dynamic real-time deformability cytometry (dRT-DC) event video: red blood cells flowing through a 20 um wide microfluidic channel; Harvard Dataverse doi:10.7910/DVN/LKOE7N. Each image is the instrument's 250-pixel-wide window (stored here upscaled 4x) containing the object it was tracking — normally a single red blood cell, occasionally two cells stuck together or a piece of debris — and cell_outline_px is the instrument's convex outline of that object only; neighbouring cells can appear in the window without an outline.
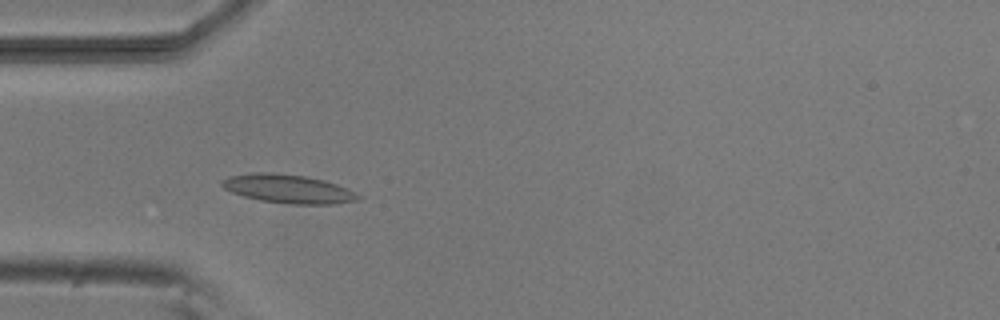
{"species": "common noctule bat (a hibernating species)", "species_latin": "Nyctalus noctula", "temperature_condition": "room temperature", "stored_images_in_passage": 8, "camera_frame_rate_fps": 3000, "um_per_image_px": 0.085, "animal": {"sex": "male", "body_mass_g": 20.5, "forearm_length_mm": 52.5}, "frame": {"image": 1, "passage_image": 4, "time_ms": 4.333, "image_size_px": [1000, 320], "cell_outline_px": [[360, 200], [332, 204], [292, 204], [260, 200], [244, 196], [232, 192], [224, 188], [220, 184], [220, 180], [228, 176], [252, 172], [268, 172], [304, 176], [324, 180], [348, 188], [360, 196]], "centroid_in_image_um": [24.47, 16.04], "position_along_channel_um": 60.5, "area_um2": 22.72}}
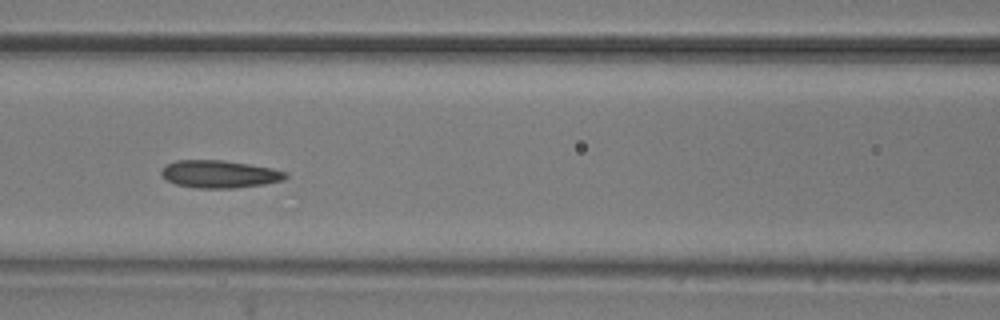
{"frame": {"image": 2, "passage_image": 6, "time_ms": 6.667, "image_size_px": [1000, 320], "cell_outline_px": [[288, 176], [284, 180], [264, 184], [232, 188], [196, 188], [176, 184], [164, 180], [160, 176], [160, 172], [168, 164], [176, 160], [224, 160], [272, 168], [288, 172]], "centroid_in_image_um": [18.65, 14.8], "position_along_channel_um": 148.0, "area_um2": 20.06}}
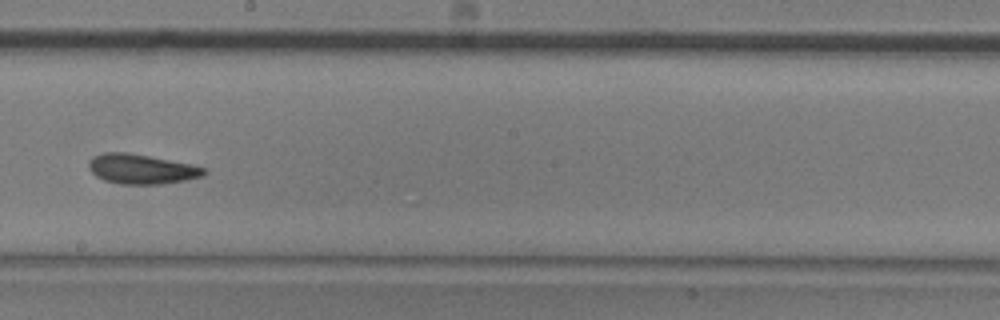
{"frame": {"image": 3, "passage_image": 8, "time_ms": 9.0, "image_size_px": [1000, 320], "cell_outline_px": [[208, 172], [204, 176], [184, 180], [160, 184], [120, 184], [104, 180], [96, 176], [88, 168], [88, 160], [92, 156], [104, 152], [128, 152], [192, 164], [208, 168]], "centroid_in_image_um": [12.03, 14.36], "position_along_channel_um": 236.2, "area_um2": 20.23}}